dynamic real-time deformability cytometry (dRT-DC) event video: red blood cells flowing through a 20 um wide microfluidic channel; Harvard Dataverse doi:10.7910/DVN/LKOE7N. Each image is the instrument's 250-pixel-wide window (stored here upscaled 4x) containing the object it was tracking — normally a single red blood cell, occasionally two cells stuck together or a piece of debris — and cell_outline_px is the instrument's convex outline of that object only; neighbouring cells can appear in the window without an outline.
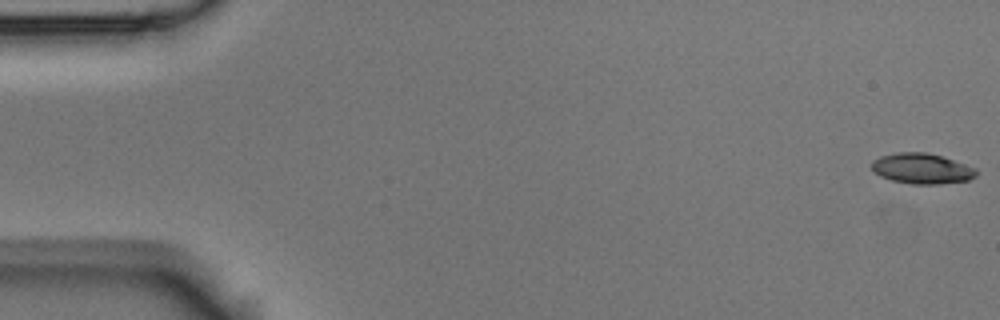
{"species": "Egyptian fruit bat (a non-hibernating species)", "species_latin": "Rousettus aegyptiacus", "temperature_condition": "room temperature", "stored_images_in_passage": 4, "camera_frame_rate_fps": 3000, "um_per_image_px": 0.085, "animal": {"sex": "male"}, "frame": {"image": 1, "passage_image": 1, "time_ms": 0.0, "image_size_px": [1000, 320], "cell_outline_px": [[976, 176], [968, 180], [936, 184], [912, 184], [892, 180], [880, 176], [872, 168], [872, 160], [880, 156], [896, 152], [928, 152], [976, 168]], "centroid_in_image_um": [78.33, 14.32], "position_along_channel_um": 6.7, "area_um2": 18.38}}
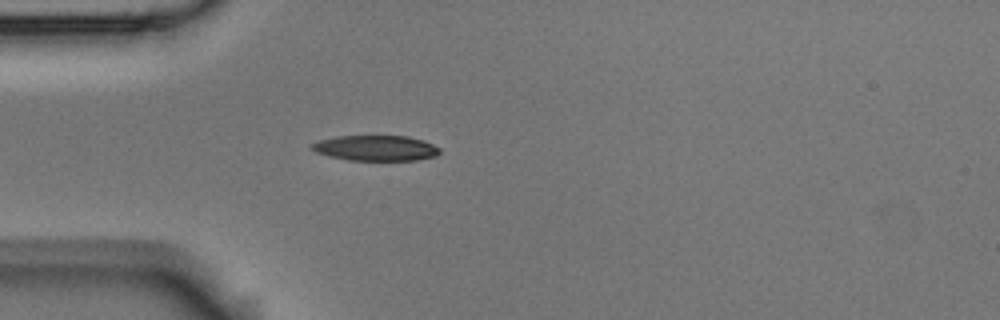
{"frame": {"image": 2, "passage_image": 4, "time_ms": 1.0, "image_size_px": [1000, 320], "cell_outline_px": [[440, 152], [436, 156], [416, 160], [348, 160], [316, 152], [312, 148], [312, 144], [316, 140], [336, 136], [408, 136], [424, 140], [440, 148]], "centroid_in_image_um": [31.96, 12.58], "position_along_channel_um": 53.0, "area_um2": 18.9}}